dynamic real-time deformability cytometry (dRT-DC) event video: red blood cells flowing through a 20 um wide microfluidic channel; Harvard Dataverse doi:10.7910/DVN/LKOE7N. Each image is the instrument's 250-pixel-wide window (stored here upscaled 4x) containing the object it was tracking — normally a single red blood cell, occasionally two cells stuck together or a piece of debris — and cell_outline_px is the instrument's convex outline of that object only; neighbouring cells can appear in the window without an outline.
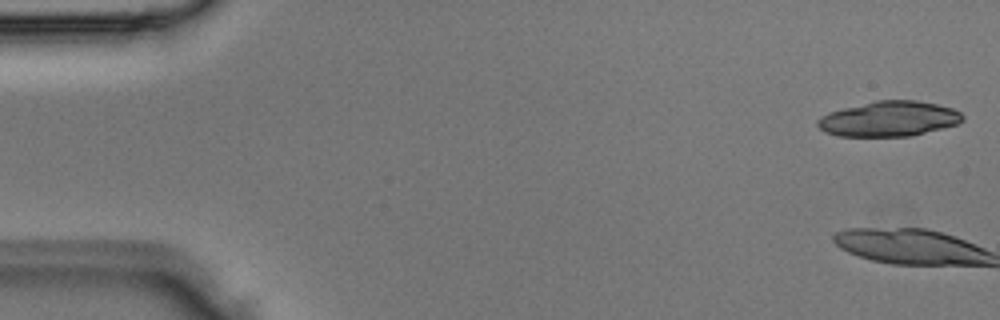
{"species": "Egyptian fruit bat (a non-hibernating species)", "species_latin": "Rousettus aegyptiacus", "temperature_condition": "room temperature", "stored_images_in_passage": 5, "camera_frame_rate_fps": 3000, "um_per_image_px": 0.085, "animal": {"sex": "male"}, "frame": {"image": 1, "passage_image": 1, "time_ms": 0.0, "image_size_px": [1000, 320], "cell_outline_px": [[964, 120], [960, 124], [912, 136], [836, 136], [824, 132], [816, 124], [816, 120], [820, 116], [828, 112], [876, 100], [916, 100], [936, 104], [952, 108], [960, 112], [964, 116]], "centroid_in_image_um": [75.57, 10.11], "position_along_channel_um": 9.4, "area_um2": 30.0}}
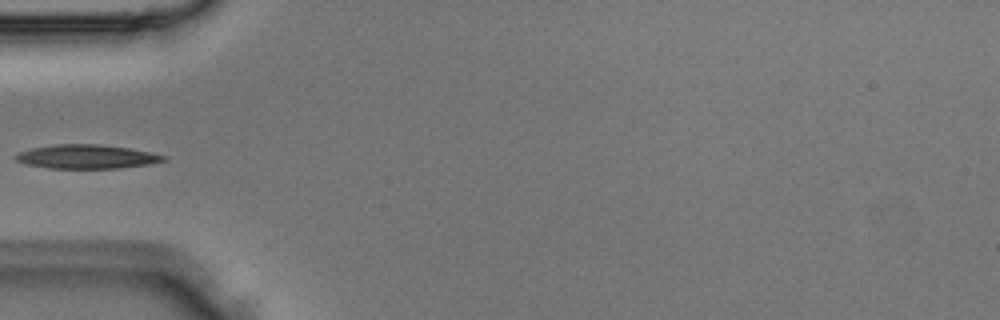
{"frame": {"image": 2, "passage_image": 5, "time_ms": 1.333, "image_size_px": [1000, 320], "cell_outline_px": [[168, 160], [148, 164], [120, 168], [48, 168], [24, 164], [16, 160], [12, 156], [16, 152], [32, 148], [56, 144], [100, 144], [128, 148], [168, 156]], "centroid_in_image_um": [7.32, 13.31], "position_along_channel_um": 77.7, "area_um2": 20.75}}